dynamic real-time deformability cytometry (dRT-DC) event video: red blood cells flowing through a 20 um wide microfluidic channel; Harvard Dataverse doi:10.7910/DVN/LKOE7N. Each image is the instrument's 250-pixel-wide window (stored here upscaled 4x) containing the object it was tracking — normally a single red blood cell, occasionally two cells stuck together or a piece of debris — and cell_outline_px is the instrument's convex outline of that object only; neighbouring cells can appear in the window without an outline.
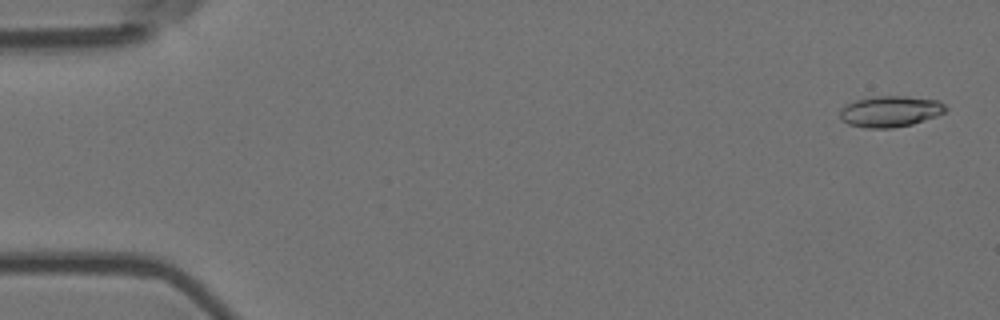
{"species": "Egyptian fruit bat (a non-hibernating species)", "species_latin": "Rousettus aegyptiacus", "temperature_condition": "room temperature", "stored_images_in_passage": 15, "camera_frame_rate_fps": 3000, "um_per_image_px": 0.085, "animal": {"sex": "female"}, "frame": {"image": 1, "passage_image": 2, "time_ms": 0.333, "image_size_px": [1000, 320], "cell_outline_px": [[948, 108], [944, 112], [936, 116], [912, 124], [892, 128], [864, 128], [848, 124], [840, 120], [840, 108], [844, 104], [856, 100], [872, 96], [908, 96], [940, 100]], "centroid_in_image_um": [75.64, 9.46], "position_along_channel_um": 9.4, "area_um2": 19.42}}
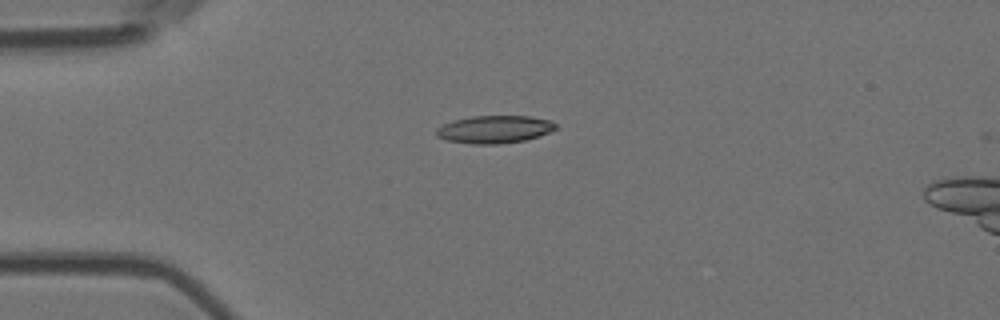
{"frame": {"image": 2, "passage_image": 14, "time_ms": 4.333, "image_size_px": [1000, 320], "cell_outline_px": [[556, 128], [540, 136], [524, 140], [500, 144], [472, 144], [444, 140], [436, 136], [436, 128], [452, 120], [472, 116], [528, 116], [552, 120], [556, 124]], "centroid_in_image_um": [42.0, 10.99], "position_along_channel_um": 43.0, "area_um2": 19.36}}